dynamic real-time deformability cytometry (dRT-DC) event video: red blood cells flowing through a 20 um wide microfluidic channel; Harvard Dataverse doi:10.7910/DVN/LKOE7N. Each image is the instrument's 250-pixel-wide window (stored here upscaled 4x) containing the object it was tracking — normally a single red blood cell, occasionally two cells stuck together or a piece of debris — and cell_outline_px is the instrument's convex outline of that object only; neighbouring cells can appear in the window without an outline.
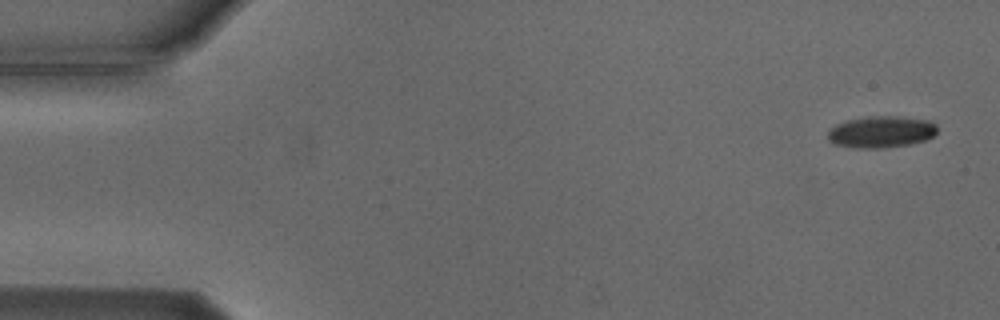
{"species": "Egyptian fruit bat (a non-hibernating species)", "species_latin": "Rousettus aegyptiacus", "temperature_condition": "cold", "stored_images_in_passage": 7, "camera_frame_rate_fps": 3000, "um_per_image_px": 0.085, "animal": {"sex": "male"}, "frame": {"image": 1, "passage_image": 1, "time_ms": 0.0, "image_size_px": [1000, 320], "cell_outline_px": [[936, 132], [932, 136], [924, 140], [912, 144], [884, 148], [852, 148], [836, 144], [828, 140], [828, 132], [836, 124], [848, 120], [868, 116], [896, 116], [928, 120], [936, 124]], "centroid_in_image_um": [74.89, 11.21], "position_along_channel_um": 10.1, "area_um2": 20.17}}
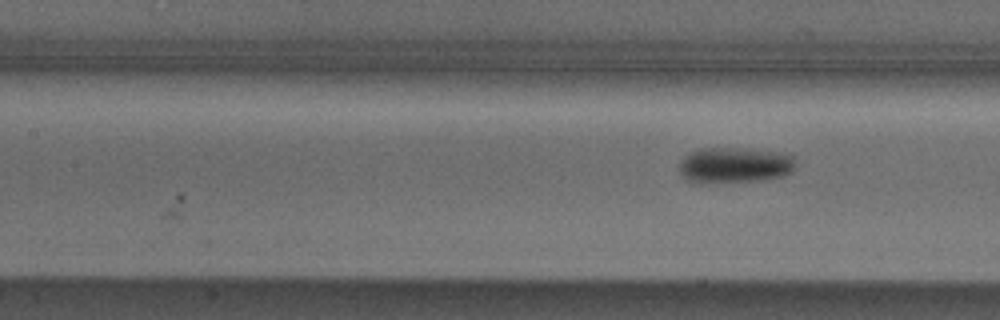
{"frame": {"image": 2, "passage_image": 7, "time_ms": 7.0, "image_size_px": [1000, 320], "cell_outline_px": [[796, 164], [792, 172], [784, 176], [760, 180], [704, 184], [688, 180], [680, 176], [680, 160], [688, 152], [700, 148], [744, 148], [784, 152], [792, 156]], "centroid_in_image_um": [62.43, 14.03], "position_along_channel_um": 145.0, "area_um2": 24.8}}